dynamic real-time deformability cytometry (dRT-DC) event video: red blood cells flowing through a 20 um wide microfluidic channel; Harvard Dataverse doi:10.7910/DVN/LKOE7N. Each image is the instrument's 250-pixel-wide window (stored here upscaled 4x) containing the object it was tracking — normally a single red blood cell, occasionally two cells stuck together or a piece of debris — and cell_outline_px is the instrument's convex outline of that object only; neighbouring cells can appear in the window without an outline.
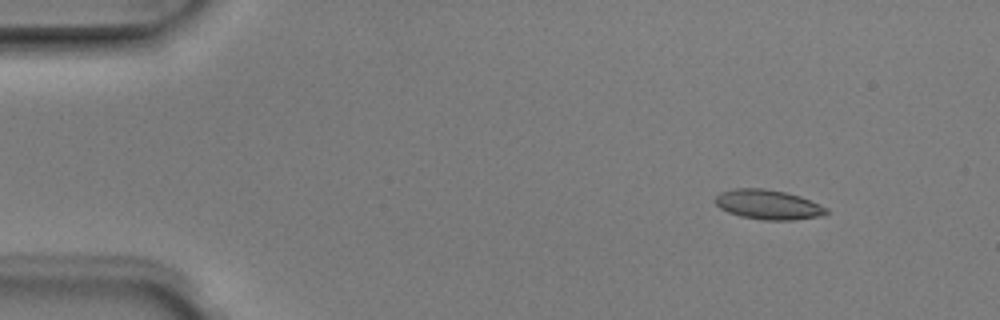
{"species": "Egyptian fruit bat (a non-hibernating species)", "species_latin": "Rousettus aegyptiacus", "temperature_condition": "room temperature", "stored_images_in_passage": 6, "camera_frame_rate_fps": 3000, "um_per_image_px": 0.085, "animal": {"sex": "male"}, "frame": {"image": 1, "passage_image": 2, "time_ms": 0.333, "image_size_px": [1000, 320], "cell_outline_px": [[828, 212], [820, 216], [796, 220], [764, 220], [740, 216], [728, 212], [720, 208], [712, 200], [720, 192], [736, 188], [764, 188], [784, 192], [800, 196], [820, 204], [828, 208]], "centroid_in_image_um": [65.27, 17.39], "position_along_channel_um": 19.7, "area_um2": 19.31}}
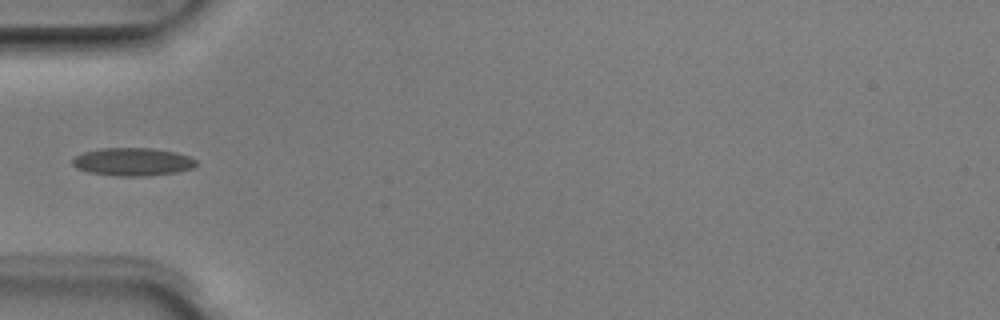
{"frame": {"image": 2, "passage_image": 5, "time_ms": 1.333, "image_size_px": [1000, 320], "cell_outline_px": [[196, 164], [192, 168], [176, 172], [144, 176], [116, 176], [88, 172], [76, 168], [72, 164], [72, 160], [76, 156], [84, 152], [100, 148], [152, 148], [176, 152], [188, 156], [196, 160]], "centroid_in_image_um": [11.26, 13.75], "position_along_channel_um": 73.7, "area_um2": 20.11}}
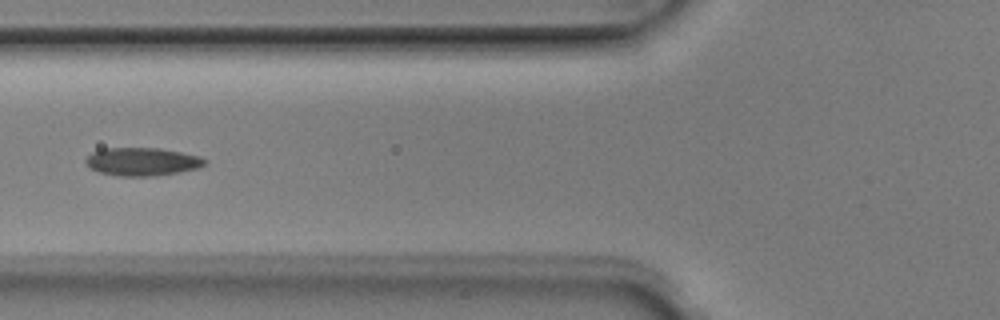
{"frame": {"image": 3, "passage_image": 6, "time_ms": 1.667, "image_size_px": [1000, 320], "cell_outline_px": [[208, 164], [200, 168], [180, 172], [148, 176], [116, 176], [100, 172], [92, 168], [84, 160], [92, 152], [104, 148], [160, 148], [200, 156], [208, 160]], "centroid_in_image_um": [12.14, 13.74], "position_along_channel_um": 113.7, "area_um2": 19.54}}